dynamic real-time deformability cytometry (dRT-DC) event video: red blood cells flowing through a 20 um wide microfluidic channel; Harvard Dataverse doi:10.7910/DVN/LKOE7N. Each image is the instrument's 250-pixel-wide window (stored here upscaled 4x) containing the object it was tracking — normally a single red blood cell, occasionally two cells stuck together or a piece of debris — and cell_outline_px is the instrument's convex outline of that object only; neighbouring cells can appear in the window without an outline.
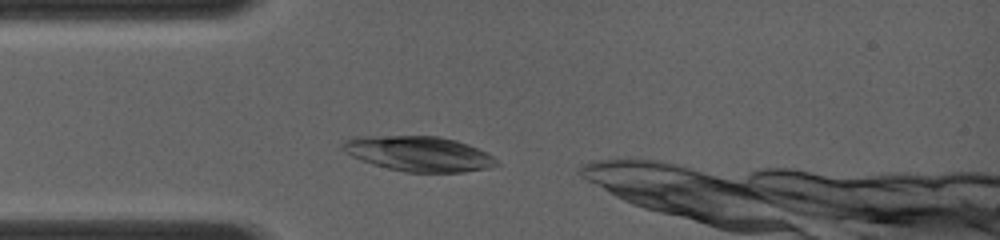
{"species": "common noctule bat (a hibernating species)", "species_latin": "Nyctalus noctula", "temperature_condition": "room temperature", "stored_images_in_passage": 2, "camera_frame_rate_fps": 4000, "um_per_image_px": 0.085, "animal": {"sex": "female", "body_mass_g": 19.0, "forearm_length_mm": 56.7}, "frame": {"image": 1, "passage_image": 2, "time_ms": 0.25, "image_size_px": [1000, 240], "cell_outline_px": [[500, 164], [492, 168], [464, 172], [404, 172], [388, 168], [360, 160], [344, 152], [340, 148], [340, 144], [344, 140], [352, 136], [440, 136], [456, 140], [468, 144], [492, 156]], "centroid_in_image_um": [35.56, 13.06], "position_along_channel_um": 49.4, "area_um2": 31.67}}